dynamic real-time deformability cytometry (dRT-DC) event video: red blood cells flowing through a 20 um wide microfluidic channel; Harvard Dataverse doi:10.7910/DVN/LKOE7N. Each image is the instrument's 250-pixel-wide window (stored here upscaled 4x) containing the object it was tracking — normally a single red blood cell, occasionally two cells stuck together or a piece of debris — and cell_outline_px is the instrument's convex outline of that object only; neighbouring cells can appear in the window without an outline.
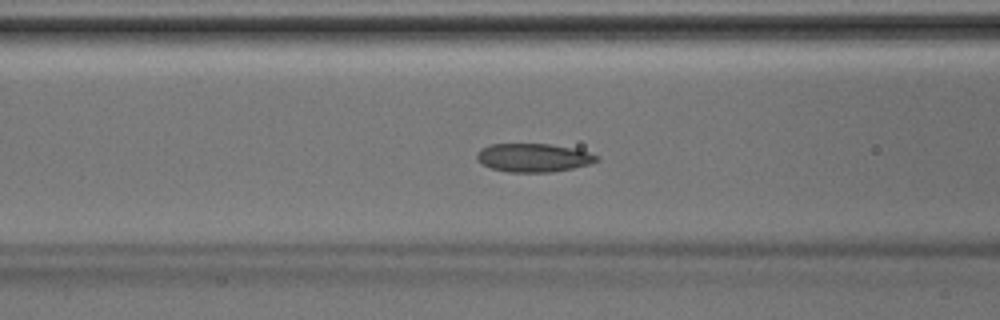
{"species": "Egyptian fruit bat (a non-hibernating species)", "species_latin": "Rousettus aegyptiacus", "temperature_condition": "room temperature", "stored_images_in_passage": 32, "camera_frame_rate_fps": 3000, "um_per_image_px": 0.085, "animal": {"sex": "male"}, "frame": {"image": 1, "passage_image": 6, "time_ms": 1.667, "image_size_px": [1000, 320], "cell_outline_px": [[600, 160], [588, 164], [572, 168], [552, 172], [508, 172], [492, 168], [480, 164], [476, 160], [476, 152], [480, 148], [488, 144], [552, 144], [572, 148], [588, 152], [600, 156]], "centroid_in_image_um": [45.3, 13.4], "position_along_channel_um": 121.3, "area_um2": 20.06}}
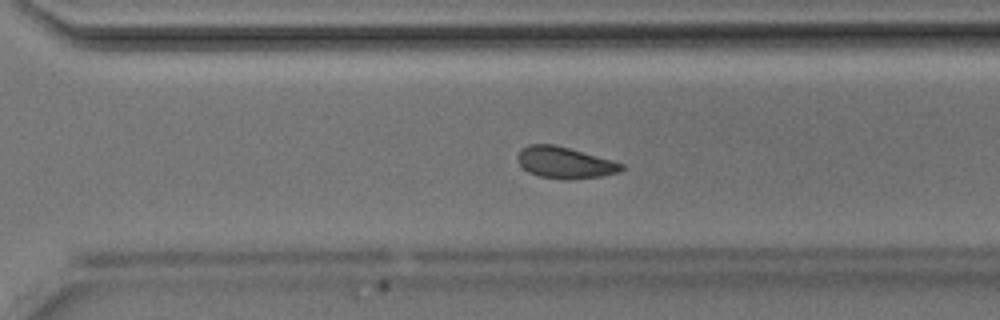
{"frame": {"image": 2, "passage_image": 19, "time_ms": 6.0, "image_size_px": [1000, 320], "cell_outline_px": [[624, 168], [620, 172], [600, 176], [568, 180], [540, 176], [528, 172], [516, 160], [516, 156], [520, 148], [528, 144], [556, 144], [612, 160], [624, 164]], "centroid_in_image_um": [47.98, 13.81], "position_along_channel_um": 322.6, "area_um2": 19.19}}
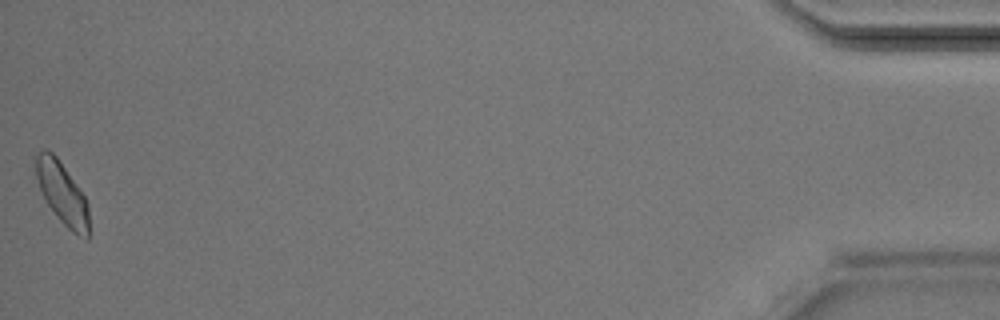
{"frame": {"image": 3, "passage_image": 32, "time_ms": 10.333, "image_size_px": [1000, 320], "cell_outline_px": [[88, 240], [72, 232], [56, 216], [48, 204], [40, 188], [36, 176], [36, 152], [44, 148], [48, 148], [56, 156], [84, 196], [88, 204]], "centroid_in_image_um": [5.27, 16.41], "position_along_channel_um": 429.9, "area_um2": 18.79}}